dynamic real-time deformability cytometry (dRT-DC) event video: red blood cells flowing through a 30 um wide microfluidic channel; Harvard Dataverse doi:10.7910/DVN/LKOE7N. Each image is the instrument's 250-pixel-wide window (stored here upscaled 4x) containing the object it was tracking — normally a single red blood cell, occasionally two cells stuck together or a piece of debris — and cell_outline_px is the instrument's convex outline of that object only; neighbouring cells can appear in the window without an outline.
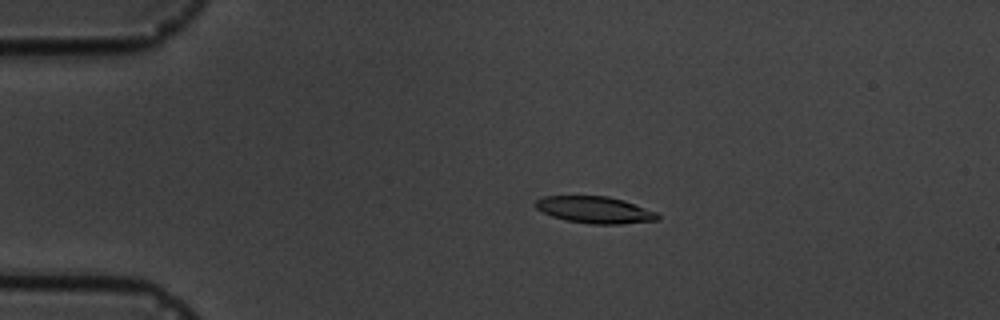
{"species": "common noctule bat (a hibernating species)", "species_latin": "Nyctalus noctula", "temperature_condition": "cold", "stored_images_in_passage": 9, "camera_frame_rate_fps": 3000, "um_per_image_px": 0.085, "animal": {"sex": "male", "body_mass_g": 19.5, "forearm_length_mm": 54.6}, "frame": {"image": 1, "passage_image": 3, "time_ms": 2.333, "image_size_px": [1000, 320], "cell_outline_px": [[660, 216], [656, 220], [620, 224], [592, 224], [564, 220], [552, 216], [536, 208], [536, 200], [544, 196], [608, 196], [624, 200], [656, 212]], "centroid_in_image_um": [50.56, 17.83], "position_along_channel_um": 34.4, "area_um2": 18.9}}
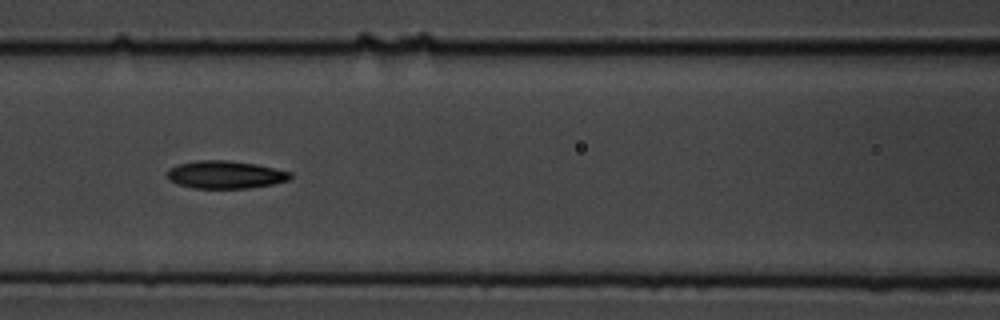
{"frame": {"image": 2, "passage_image": 7, "time_ms": 6.667, "image_size_px": [1000, 320], "cell_outline_px": [[292, 176], [288, 180], [272, 184], [248, 188], [192, 188], [176, 184], [168, 180], [168, 168], [176, 164], [196, 160], [228, 160], [256, 164], [292, 172]], "centroid_in_image_um": [19.11, 14.84], "position_along_channel_um": 147.5, "area_um2": 20.06}}
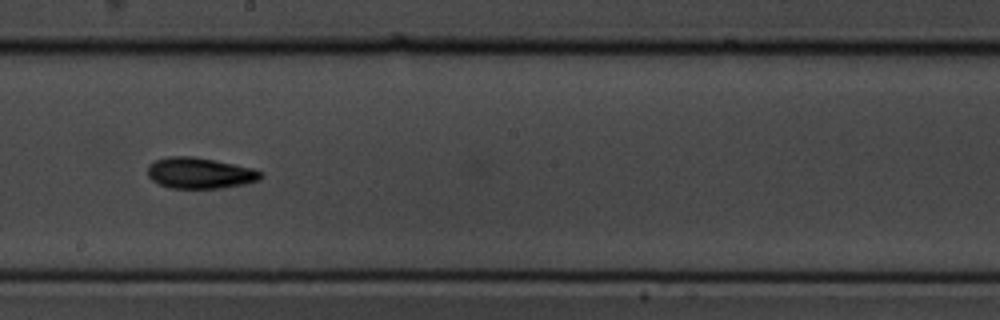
{"frame": {"image": 3, "passage_image": 9, "time_ms": 9.0, "image_size_px": [1000, 320], "cell_outline_px": [[264, 176], [260, 180], [244, 184], [220, 188], [168, 188], [152, 180], [148, 176], [148, 164], [156, 160], [168, 156], [192, 156], [252, 168], [264, 172]], "centroid_in_image_um": [16.99, 14.71], "position_along_channel_um": 231.2, "area_um2": 20.4}}